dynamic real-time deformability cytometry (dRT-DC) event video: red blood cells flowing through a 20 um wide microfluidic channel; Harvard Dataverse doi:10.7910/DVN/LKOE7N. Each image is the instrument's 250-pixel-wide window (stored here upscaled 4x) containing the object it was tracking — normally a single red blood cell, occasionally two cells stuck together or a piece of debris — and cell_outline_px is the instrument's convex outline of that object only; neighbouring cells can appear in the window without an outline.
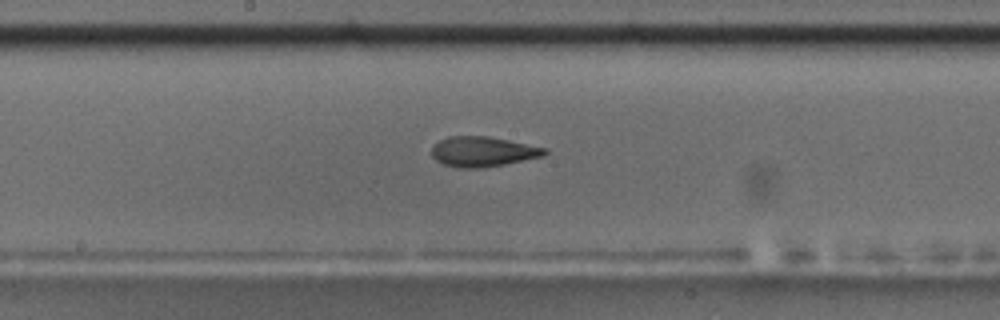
{"species": "common noctule bat (a hibernating species)", "species_latin": "Nyctalus noctula", "temperature_condition": "room temperature", "stored_images_in_passage": 37, "camera_frame_rate_fps": 3000, "um_per_image_px": 0.085, "animal": {"sex": "male", "body_mass_g": 17.5, "forearm_length_mm": 52.3}, "frame": {"image": 1, "passage_image": 11, "time_ms": 3.333, "image_size_px": [1000, 320], "cell_outline_px": [[548, 152], [544, 156], [504, 164], [480, 168], [456, 168], [444, 164], [436, 160], [432, 156], [432, 148], [440, 140], [448, 136], [488, 136], [548, 148]], "centroid_in_image_um": [41.06, 12.89], "position_along_channel_um": 207.1, "area_um2": 19.77}}